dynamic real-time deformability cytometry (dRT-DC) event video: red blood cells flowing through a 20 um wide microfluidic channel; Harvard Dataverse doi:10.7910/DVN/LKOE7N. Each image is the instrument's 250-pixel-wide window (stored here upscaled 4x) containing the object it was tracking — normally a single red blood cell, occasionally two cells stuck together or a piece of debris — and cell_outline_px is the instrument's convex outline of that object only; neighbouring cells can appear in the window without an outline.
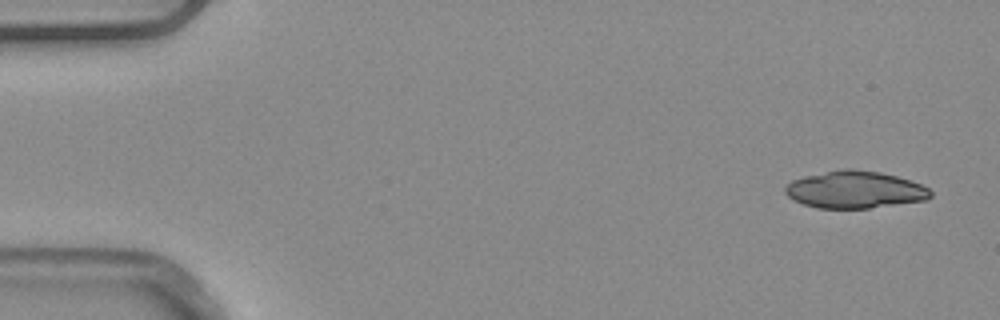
{"species": "common noctule bat (a hibernating species)", "species_latin": "Nyctalus noctula", "temperature_condition": "warm", "stored_images_in_passage": 5, "camera_frame_rate_fps": 3000, "um_per_image_px": 0.085, "animal": {"sex": "male", "body_mass_g": 20.4}, "frame": {"image": 1, "passage_image": 1, "time_ms": 0.0, "image_size_px": [1000, 320], "cell_outline_px": [[932, 196], [924, 200], [868, 208], [816, 208], [792, 200], [784, 192], [784, 188], [792, 180], [804, 176], [848, 168], [880, 172], [912, 180], [928, 188], [932, 192]], "centroid_in_image_um": [72.65, 16.12], "position_along_channel_um": 12.3, "area_um2": 31.33}}